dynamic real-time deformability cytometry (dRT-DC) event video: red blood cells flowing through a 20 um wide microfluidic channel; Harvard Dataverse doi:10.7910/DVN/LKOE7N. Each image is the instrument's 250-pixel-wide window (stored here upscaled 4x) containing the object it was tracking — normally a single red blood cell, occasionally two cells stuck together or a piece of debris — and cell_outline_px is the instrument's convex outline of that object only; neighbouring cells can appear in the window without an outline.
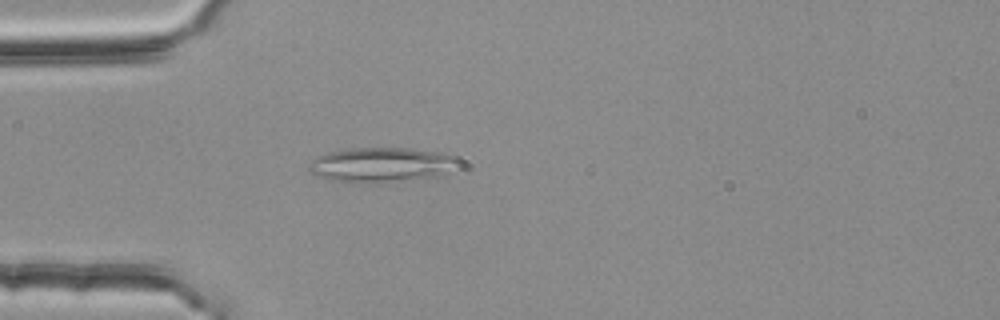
{"species": "common noctule bat (a hibernating species)", "species_latin": "Nyctalus noctula", "temperature_condition": "room temperature", "stored_images_in_passage": 3, "camera_frame_rate_fps": 3000, "um_per_image_px": 0.085, "animal": {"sex": "female", "body_mass_g": 25.1}, "frame": {"image": 1, "passage_image": 3, "time_ms": 0.667, "image_size_px": [1000, 320], "cell_outline_px": [[460, 160], [448, 172], [436, 176], [388, 184], [352, 184], [328, 180], [316, 176], [308, 172], [308, 164], [316, 156], [328, 152], [348, 148], [408, 148], [440, 152], [456, 156]], "centroid_in_image_um": [32.34, 14.04], "position_along_channel_um": 52.7, "area_um2": 31.33}}